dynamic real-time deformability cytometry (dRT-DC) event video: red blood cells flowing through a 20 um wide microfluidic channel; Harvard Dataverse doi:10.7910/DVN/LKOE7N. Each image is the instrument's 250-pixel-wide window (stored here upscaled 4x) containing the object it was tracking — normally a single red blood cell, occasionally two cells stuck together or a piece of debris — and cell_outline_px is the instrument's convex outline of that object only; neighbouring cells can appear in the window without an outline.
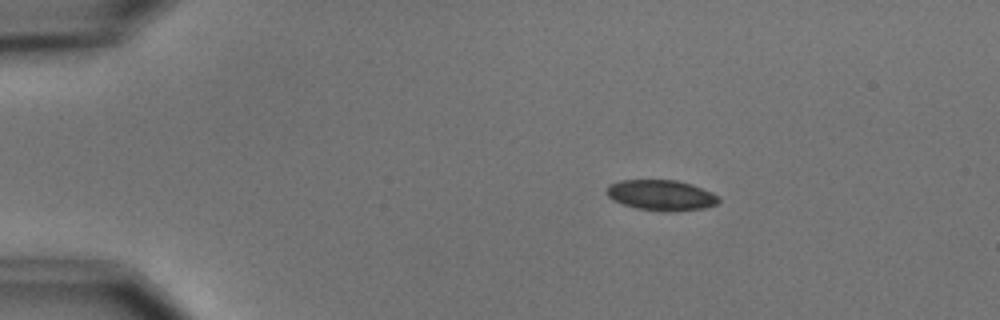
{"species": "common noctule bat (a hibernating species)", "species_latin": "Nyctalus noctula", "temperature_condition": "cold", "stored_images_in_passage": 4, "camera_frame_rate_fps": 3000, "um_per_image_px": 0.085, "animal": {"sex": "male", "body_mass_g": 15.6}, "frame": {"image": 1, "passage_image": 2, "time_ms": 1.333, "image_size_px": [1000, 320], "cell_outline_px": [[720, 200], [716, 204], [704, 208], [636, 208], [612, 200], [604, 192], [608, 184], [620, 180], [676, 180], [692, 184], [712, 192], [720, 196]], "centroid_in_image_um": [56.15, 16.52], "position_along_channel_um": 28.9, "area_um2": 19.13}}